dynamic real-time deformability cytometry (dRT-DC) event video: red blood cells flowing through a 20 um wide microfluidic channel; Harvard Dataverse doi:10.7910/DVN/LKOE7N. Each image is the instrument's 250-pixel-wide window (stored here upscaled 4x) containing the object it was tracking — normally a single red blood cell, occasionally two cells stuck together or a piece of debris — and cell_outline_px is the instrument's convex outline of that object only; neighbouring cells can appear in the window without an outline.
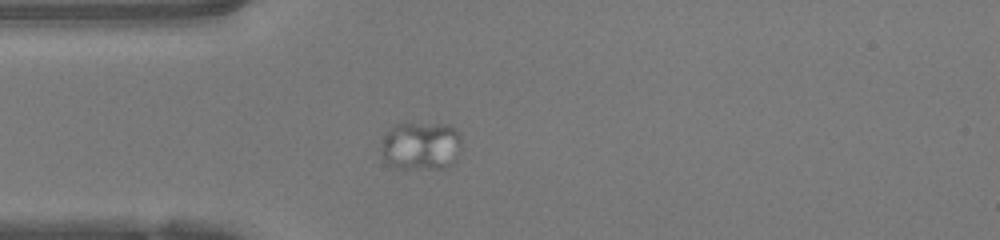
{"species": "human", "species_latin": "Homo sapiens", "temperature_condition": "warm", "stored_images_in_passage": 6, "camera_frame_rate_fps": 3000, "um_per_image_px": 0.085, "donor": {"sex": "female"}, "frame": {"image": 1, "passage_image": 1, "time_ms": 0.0, "image_size_px": [1000, 240], "cell_outline_px": [[460, 148], [456, 160], [452, 164], [444, 168], [396, 168], [388, 164], [384, 160], [380, 152], [384, 140], [392, 124], [448, 124], [456, 128], [460, 132]], "centroid_in_image_um": [35.8, 12.4], "position_along_channel_um": 49.2, "area_um2": 22.72}}